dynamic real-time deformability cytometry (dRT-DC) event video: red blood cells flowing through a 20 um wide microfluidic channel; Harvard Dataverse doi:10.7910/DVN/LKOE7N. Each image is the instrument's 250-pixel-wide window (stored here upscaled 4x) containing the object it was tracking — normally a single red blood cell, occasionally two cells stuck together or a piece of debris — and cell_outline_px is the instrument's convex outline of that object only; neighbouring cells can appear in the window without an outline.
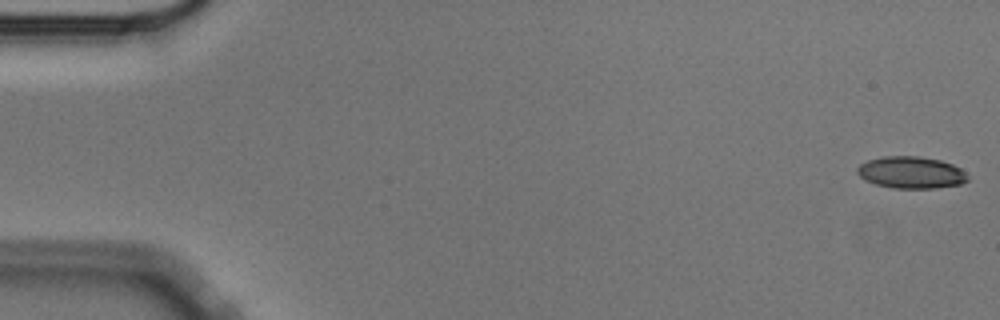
{"species": "Egyptian fruit bat (a non-hibernating species)", "species_latin": "Rousettus aegyptiacus", "temperature_condition": "cold", "stored_images_in_passage": 18, "camera_frame_rate_fps": 3000, "um_per_image_px": 0.085, "animal": {"sex": "male"}, "frame": {"image": 1, "passage_image": 1, "time_ms": 0.0, "image_size_px": [1000, 320], "cell_outline_px": [[968, 180], [960, 184], [932, 188], [892, 188], [876, 184], [860, 176], [856, 172], [856, 168], [860, 164], [868, 160], [884, 156], [920, 156], [940, 160], [952, 164], [960, 168], [968, 176]], "centroid_in_image_um": [77.44, 14.65], "position_along_channel_um": 7.6, "area_um2": 20.4}}